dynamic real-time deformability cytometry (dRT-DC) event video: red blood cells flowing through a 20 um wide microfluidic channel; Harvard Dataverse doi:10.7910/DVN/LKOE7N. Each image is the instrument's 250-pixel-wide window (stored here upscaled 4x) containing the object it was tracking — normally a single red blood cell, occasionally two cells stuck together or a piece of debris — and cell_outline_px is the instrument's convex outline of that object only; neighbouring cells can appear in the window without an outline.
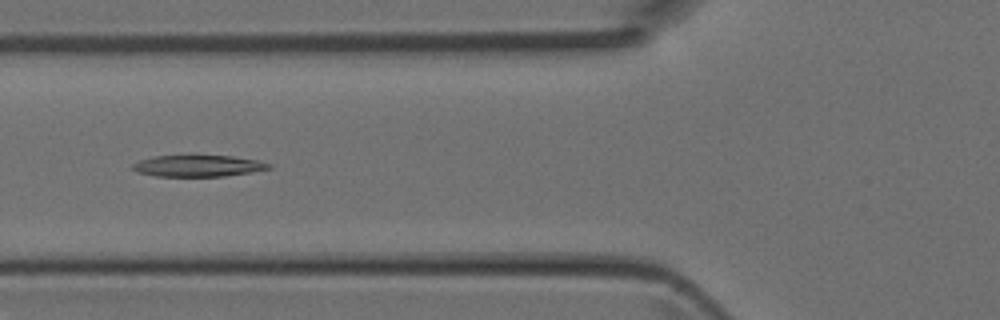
{"species": "Egyptian fruit bat (a non-hibernating species)", "species_latin": "Rousettus aegyptiacus", "temperature_condition": "room temperature", "stored_images_in_passage": 4, "camera_frame_rate_fps": 3000, "um_per_image_px": 0.085, "animal": {"sex": "female"}, "frame": {"image": 1, "passage_image": 4, "time_ms": 1.0, "image_size_px": [1000, 320], "cell_outline_px": [[272, 168], [252, 172], [224, 176], [156, 176], [136, 172], [132, 168], [132, 164], [140, 160], [156, 156], [232, 156], [260, 160], [272, 164]], "centroid_in_image_um": [16.88, 14.1], "position_along_channel_um": 108.9, "area_um2": 16.99}}